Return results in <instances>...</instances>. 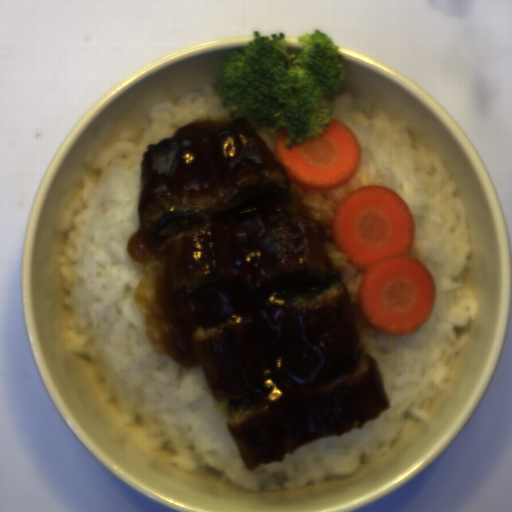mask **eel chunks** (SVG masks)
Returning a JSON list of instances; mask_svg holds the SVG:
<instances>
[{
    "mask_svg": "<svg viewBox=\"0 0 512 512\" xmlns=\"http://www.w3.org/2000/svg\"><path fill=\"white\" fill-rule=\"evenodd\" d=\"M133 306L160 351L201 366L249 472L391 408L325 240L242 116L146 144Z\"/></svg>",
    "mask_w": 512,
    "mask_h": 512,
    "instance_id": "4dd315ae",
    "label": "eel chunks"
}]
</instances>
